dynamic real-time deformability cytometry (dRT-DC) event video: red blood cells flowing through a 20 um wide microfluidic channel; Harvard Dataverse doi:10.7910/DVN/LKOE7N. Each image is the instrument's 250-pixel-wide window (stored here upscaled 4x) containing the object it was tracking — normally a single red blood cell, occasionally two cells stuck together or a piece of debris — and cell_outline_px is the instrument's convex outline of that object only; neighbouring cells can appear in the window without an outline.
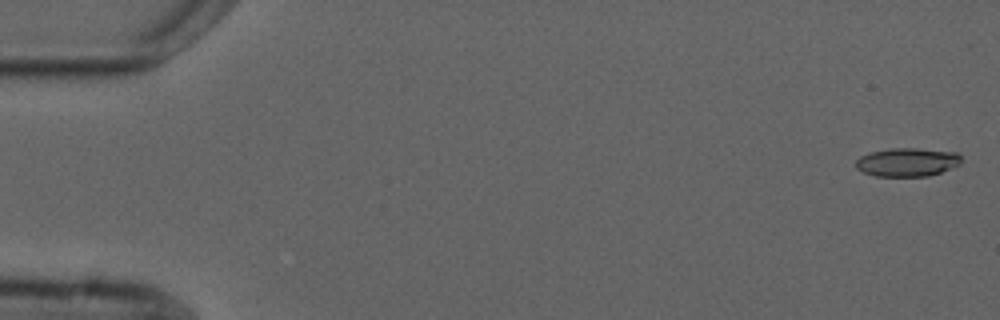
{"species": "common noctule bat (a hibernating species)", "species_latin": "Nyctalus noctula", "temperature_condition": "cold", "stored_images_in_passage": 2, "camera_frame_rate_fps": 3000, "um_per_image_px": 0.085, "animal": {"sex": "male", "forearm_length_mm": 52.5}, "frame": {"image": 1, "passage_image": 1, "time_ms": 0.0, "image_size_px": [1000, 320], "cell_outline_px": [[960, 164], [940, 172], [928, 176], [876, 176], [864, 172], [856, 168], [856, 160], [860, 156], [872, 152], [892, 148], [916, 148], [956, 152], [960, 156]], "centroid_in_image_um": [77.11, 13.78], "position_along_channel_um": 7.9, "area_um2": 17.34}}